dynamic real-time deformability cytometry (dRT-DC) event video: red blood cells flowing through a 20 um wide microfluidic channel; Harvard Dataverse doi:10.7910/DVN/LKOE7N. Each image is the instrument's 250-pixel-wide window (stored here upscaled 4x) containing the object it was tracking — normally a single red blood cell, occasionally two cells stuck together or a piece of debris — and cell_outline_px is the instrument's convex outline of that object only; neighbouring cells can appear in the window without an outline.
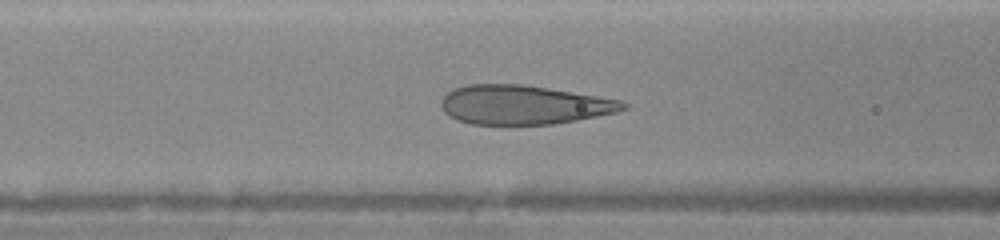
{"species": "human", "species_latin": "Homo sapiens", "temperature_condition": "warm", "stored_images_in_passage": 45, "camera_frame_rate_fps": 3000, "um_per_image_px": 0.085, "donor": {"sex": "female"}, "frame": {"image": 1, "passage_image": 18, "time_ms": 5.667, "image_size_px": [1000, 240], "cell_outline_px": [[628, 108], [616, 112], [576, 120], [552, 124], [472, 124], [456, 120], [448, 116], [444, 112], [440, 104], [440, 100], [448, 92], [456, 88], [468, 84], [520, 84], [548, 88], [620, 100], [628, 104]], "centroid_in_image_um": [44.47, 8.91], "position_along_channel_um": 122.1, "area_um2": 41.27}}
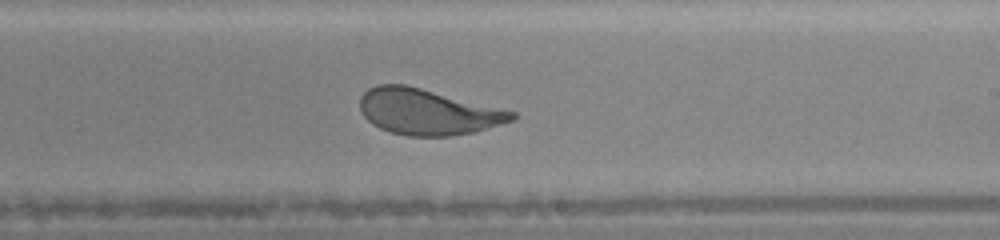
{"frame": {"image": 2, "passage_image": 27, "time_ms": 8.667, "image_size_px": [1000, 240], "cell_outline_px": [[516, 116], [512, 120], [476, 132], [448, 136], [408, 136], [392, 132], [380, 128], [372, 124], [360, 112], [360, 96], [368, 88], [376, 84], [404, 84], [516, 112]], "centroid_in_image_um": [36.31, 9.51], "position_along_channel_um": 252.7, "area_um2": 40.29}}
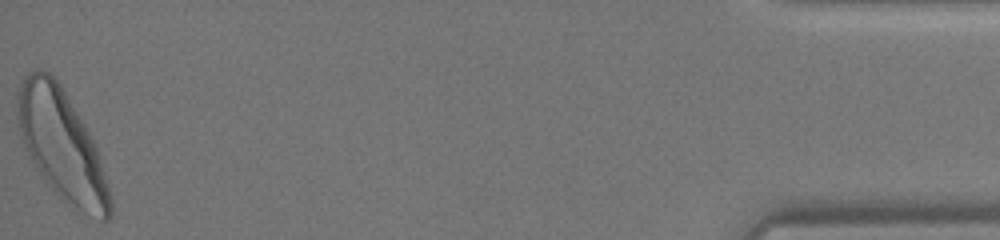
{"frame": {"image": 3, "passage_image": 45, "time_ms": 14.667, "image_size_px": [1000, 240], "cell_outline_px": [[112, 216], [108, 220], [104, 220], [84, 212], [52, 188], [40, 172], [32, 160], [24, 144], [16, 116], [16, 92], [20, 80], [28, 72], [36, 68], [48, 72], [60, 84], [84, 124], [96, 148], [112, 200]], "centroid_in_image_um": [5.21, 12.24], "position_along_channel_um": 430.0, "area_um2": 57.92}}